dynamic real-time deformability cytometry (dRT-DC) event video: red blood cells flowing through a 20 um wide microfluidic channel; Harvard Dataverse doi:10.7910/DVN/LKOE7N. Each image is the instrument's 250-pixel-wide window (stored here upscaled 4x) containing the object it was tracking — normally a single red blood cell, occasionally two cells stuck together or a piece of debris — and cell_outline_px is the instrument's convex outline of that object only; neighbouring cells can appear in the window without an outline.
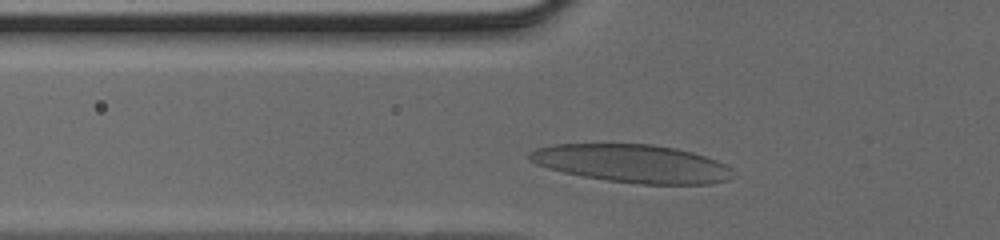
{"species": "human", "species_latin": "Homo sapiens", "temperature_condition": "cold", "stored_images_in_passage": 26, "camera_frame_rate_fps": 3000, "um_per_image_px": 0.085, "donor": {"sex": "male"}, "frame": {"image": 1, "passage_image": 3, "time_ms": 0.667, "image_size_px": [1000, 240], "cell_outline_px": [[736, 176], [728, 180], [712, 184], [640, 184], [608, 180], [584, 176], [564, 172], [548, 168], [536, 164], [528, 160], [528, 152], [536, 148], [552, 144], [652, 144], [676, 148], [692, 152], [716, 160], [724, 164]], "centroid_in_image_um": [53.73, 13.9], "position_along_channel_um": 72.1, "area_um2": 45.14}}
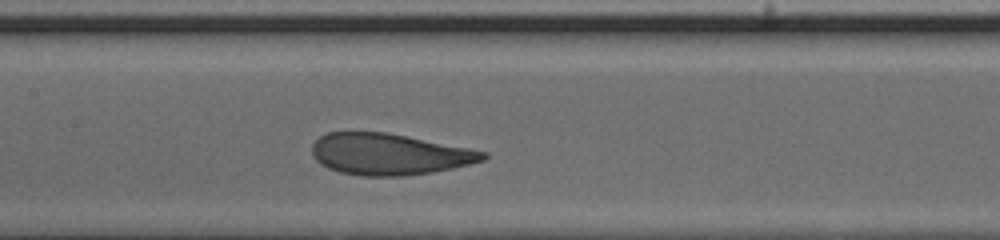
{"frame": {"image": 2, "passage_image": 10, "time_ms": 3.0, "image_size_px": [1000, 240], "cell_outline_px": [[488, 156], [484, 160], [452, 168], [432, 172], [400, 176], [360, 176], [340, 172], [328, 168], [320, 164], [312, 156], [312, 144], [320, 136], [328, 132], [388, 132], [488, 152]], "centroid_in_image_um": [33.05, 13.1], "position_along_channel_um": 174.3, "area_um2": 41.21}}
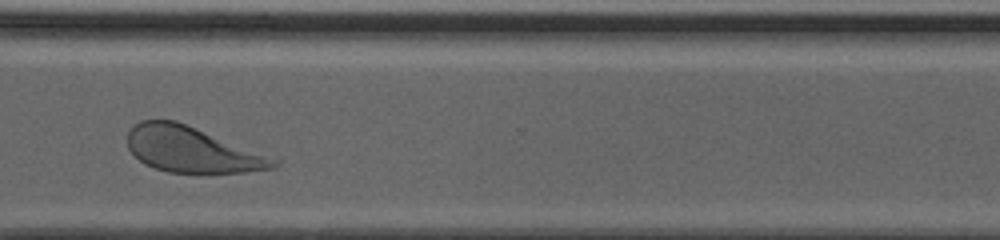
{"frame": {"image": 3, "passage_image": 22, "time_ms": 7.0, "image_size_px": [1000, 240], "cell_outline_px": [[280, 164], [276, 168], [244, 172], [168, 172], [144, 164], [128, 148], [128, 132], [140, 120], [176, 120], [280, 160]], "centroid_in_image_um": [16.32, 12.72], "position_along_channel_um": 354.3, "area_um2": 38.38}}